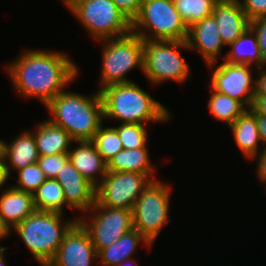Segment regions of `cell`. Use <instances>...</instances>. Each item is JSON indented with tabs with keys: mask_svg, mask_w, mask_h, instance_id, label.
I'll list each match as a JSON object with an SVG mask.
<instances>
[{
	"mask_svg": "<svg viewBox=\"0 0 266 266\" xmlns=\"http://www.w3.org/2000/svg\"><path fill=\"white\" fill-rule=\"evenodd\" d=\"M63 187L66 204L70 209L85 214L96 202V187L86 180L70 160L55 177Z\"/></svg>",
	"mask_w": 266,
	"mask_h": 266,
	"instance_id": "cell-14",
	"label": "cell"
},
{
	"mask_svg": "<svg viewBox=\"0 0 266 266\" xmlns=\"http://www.w3.org/2000/svg\"><path fill=\"white\" fill-rule=\"evenodd\" d=\"M49 120L63 128L75 141H91L104 121L100 91L86 96L63 90L45 106Z\"/></svg>",
	"mask_w": 266,
	"mask_h": 266,
	"instance_id": "cell-3",
	"label": "cell"
},
{
	"mask_svg": "<svg viewBox=\"0 0 266 266\" xmlns=\"http://www.w3.org/2000/svg\"><path fill=\"white\" fill-rule=\"evenodd\" d=\"M250 26L257 34L260 53L263 61L266 63V17L251 21Z\"/></svg>",
	"mask_w": 266,
	"mask_h": 266,
	"instance_id": "cell-34",
	"label": "cell"
},
{
	"mask_svg": "<svg viewBox=\"0 0 266 266\" xmlns=\"http://www.w3.org/2000/svg\"><path fill=\"white\" fill-rule=\"evenodd\" d=\"M148 175L132 172H108L96 187V201L104 207L132 210L148 184Z\"/></svg>",
	"mask_w": 266,
	"mask_h": 266,
	"instance_id": "cell-11",
	"label": "cell"
},
{
	"mask_svg": "<svg viewBox=\"0 0 266 266\" xmlns=\"http://www.w3.org/2000/svg\"><path fill=\"white\" fill-rule=\"evenodd\" d=\"M139 266L138 263L134 260V258L126 259L124 260L120 265L118 266Z\"/></svg>",
	"mask_w": 266,
	"mask_h": 266,
	"instance_id": "cell-43",
	"label": "cell"
},
{
	"mask_svg": "<svg viewBox=\"0 0 266 266\" xmlns=\"http://www.w3.org/2000/svg\"><path fill=\"white\" fill-rule=\"evenodd\" d=\"M219 33L225 46L232 44L250 27L239 0H218L213 8Z\"/></svg>",
	"mask_w": 266,
	"mask_h": 266,
	"instance_id": "cell-16",
	"label": "cell"
},
{
	"mask_svg": "<svg viewBox=\"0 0 266 266\" xmlns=\"http://www.w3.org/2000/svg\"><path fill=\"white\" fill-rule=\"evenodd\" d=\"M104 120L147 125L168 122L170 111L135 82L110 84L99 90Z\"/></svg>",
	"mask_w": 266,
	"mask_h": 266,
	"instance_id": "cell-2",
	"label": "cell"
},
{
	"mask_svg": "<svg viewBox=\"0 0 266 266\" xmlns=\"http://www.w3.org/2000/svg\"><path fill=\"white\" fill-rule=\"evenodd\" d=\"M120 12L128 19V21L132 24V22L139 15L141 5L143 0H112Z\"/></svg>",
	"mask_w": 266,
	"mask_h": 266,
	"instance_id": "cell-33",
	"label": "cell"
},
{
	"mask_svg": "<svg viewBox=\"0 0 266 266\" xmlns=\"http://www.w3.org/2000/svg\"><path fill=\"white\" fill-rule=\"evenodd\" d=\"M33 203L35 210L47 212H64L66 199L63 187L55 179H46V181L34 192Z\"/></svg>",
	"mask_w": 266,
	"mask_h": 266,
	"instance_id": "cell-25",
	"label": "cell"
},
{
	"mask_svg": "<svg viewBox=\"0 0 266 266\" xmlns=\"http://www.w3.org/2000/svg\"><path fill=\"white\" fill-rule=\"evenodd\" d=\"M239 2L250 22L266 17V0H239Z\"/></svg>",
	"mask_w": 266,
	"mask_h": 266,
	"instance_id": "cell-32",
	"label": "cell"
},
{
	"mask_svg": "<svg viewBox=\"0 0 266 266\" xmlns=\"http://www.w3.org/2000/svg\"><path fill=\"white\" fill-rule=\"evenodd\" d=\"M33 133L39 156L68 153L75 140L60 126L49 118L35 126Z\"/></svg>",
	"mask_w": 266,
	"mask_h": 266,
	"instance_id": "cell-21",
	"label": "cell"
},
{
	"mask_svg": "<svg viewBox=\"0 0 266 266\" xmlns=\"http://www.w3.org/2000/svg\"><path fill=\"white\" fill-rule=\"evenodd\" d=\"M35 211L33 194L13 186L3 190L0 195V215L13 230Z\"/></svg>",
	"mask_w": 266,
	"mask_h": 266,
	"instance_id": "cell-19",
	"label": "cell"
},
{
	"mask_svg": "<svg viewBox=\"0 0 266 266\" xmlns=\"http://www.w3.org/2000/svg\"><path fill=\"white\" fill-rule=\"evenodd\" d=\"M262 148H266V115L255 113Z\"/></svg>",
	"mask_w": 266,
	"mask_h": 266,
	"instance_id": "cell-37",
	"label": "cell"
},
{
	"mask_svg": "<svg viewBox=\"0 0 266 266\" xmlns=\"http://www.w3.org/2000/svg\"><path fill=\"white\" fill-rule=\"evenodd\" d=\"M189 50H198L206 65L216 62L225 46L213 15L205 17L188 28L186 39Z\"/></svg>",
	"mask_w": 266,
	"mask_h": 266,
	"instance_id": "cell-15",
	"label": "cell"
},
{
	"mask_svg": "<svg viewBox=\"0 0 266 266\" xmlns=\"http://www.w3.org/2000/svg\"><path fill=\"white\" fill-rule=\"evenodd\" d=\"M1 155L8 176L12 170L18 171L29 164L36 163L39 153L33 131L21 132L11 143L1 141Z\"/></svg>",
	"mask_w": 266,
	"mask_h": 266,
	"instance_id": "cell-18",
	"label": "cell"
},
{
	"mask_svg": "<svg viewBox=\"0 0 266 266\" xmlns=\"http://www.w3.org/2000/svg\"><path fill=\"white\" fill-rule=\"evenodd\" d=\"M141 241L145 247L151 248L152 244L136 229H132L97 254L98 264L102 266L120 265L124 260L133 258L132 256Z\"/></svg>",
	"mask_w": 266,
	"mask_h": 266,
	"instance_id": "cell-23",
	"label": "cell"
},
{
	"mask_svg": "<svg viewBox=\"0 0 266 266\" xmlns=\"http://www.w3.org/2000/svg\"><path fill=\"white\" fill-rule=\"evenodd\" d=\"M5 250H7V247H3V246L0 245V266H7L6 262L4 260V258H5V255H4Z\"/></svg>",
	"mask_w": 266,
	"mask_h": 266,
	"instance_id": "cell-42",
	"label": "cell"
},
{
	"mask_svg": "<svg viewBox=\"0 0 266 266\" xmlns=\"http://www.w3.org/2000/svg\"><path fill=\"white\" fill-rule=\"evenodd\" d=\"M17 172V184L12 186L18 190L30 193H34L47 179L37 162L29 164Z\"/></svg>",
	"mask_w": 266,
	"mask_h": 266,
	"instance_id": "cell-30",
	"label": "cell"
},
{
	"mask_svg": "<svg viewBox=\"0 0 266 266\" xmlns=\"http://www.w3.org/2000/svg\"><path fill=\"white\" fill-rule=\"evenodd\" d=\"M70 11L96 41L118 38L132 32V24L112 0H84Z\"/></svg>",
	"mask_w": 266,
	"mask_h": 266,
	"instance_id": "cell-9",
	"label": "cell"
},
{
	"mask_svg": "<svg viewBox=\"0 0 266 266\" xmlns=\"http://www.w3.org/2000/svg\"><path fill=\"white\" fill-rule=\"evenodd\" d=\"M208 109L213 118L231 126L234 121L247 109L240 101L226 94L210 90Z\"/></svg>",
	"mask_w": 266,
	"mask_h": 266,
	"instance_id": "cell-26",
	"label": "cell"
},
{
	"mask_svg": "<svg viewBox=\"0 0 266 266\" xmlns=\"http://www.w3.org/2000/svg\"><path fill=\"white\" fill-rule=\"evenodd\" d=\"M258 76L255 83V96L266 97V66L257 69Z\"/></svg>",
	"mask_w": 266,
	"mask_h": 266,
	"instance_id": "cell-36",
	"label": "cell"
},
{
	"mask_svg": "<svg viewBox=\"0 0 266 266\" xmlns=\"http://www.w3.org/2000/svg\"><path fill=\"white\" fill-rule=\"evenodd\" d=\"M229 47H231L230 51L223 56L224 61L233 64L254 65L256 70L266 66L260 53L257 34L251 26Z\"/></svg>",
	"mask_w": 266,
	"mask_h": 266,
	"instance_id": "cell-22",
	"label": "cell"
},
{
	"mask_svg": "<svg viewBox=\"0 0 266 266\" xmlns=\"http://www.w3.org/2000/svg\"><path fill=\"white\" fill-rule=\"evenodd\" d=\"M117 129L123 149L148 148L147 126L133 123H121Z\"/></svg>",
	"mask_w": 266,
	"mask_h": 266,
	"instance_id": "cell-29",
	"label": "cell"
},
{
	"mask_svg": "<svg viewBox=\"0 0 266 266\" xmlns=\"http://www.w3.org/2000/svg\"><path fill=\"white\" fill-rule=\"evenodd\" d=\"M217 62L207 64L213 70L210 88L240 101L247 109L251 108L256 83L251 65L224 61L217 66Z\"/></svg>",
	"mask_w": 266,
	"mask_h": 266,
	"instance_id": "cell-12",
	"label": "cell"
},
{
	"mask_svg": "<svg viewBox=\"0 0 266 266\" xmlns=\"http://www.w3.org/2000/svg\"><path fill=\"white\" fill-rule=\"evenodd\" d=\"M171 186L151 181L135 201L132 209L133 227L152 245L171 219L169 208Z\"/></svg>",
	"mask_w": 266,
	"mask_h": 266,
	"instance_id": "cell-8",
	"label": "cell"
},
{
	"mask_svg": "<svg viewBox=\"0 0 266 266\" xmlns=\"http://www.w3.org/2000/svg\"><path fill=\"white\" fill-rule=\"evenodd\" d=\"M1 141H2V140L0 139V155H1Z\"/></svg>",
	"mask_w": 266,
	"mask_h": 266,
	"instance_id": "cell-44",
	"label": "cell"
},
{
	"mask_svg": "<svg viewBox=\"0 0 266 266\" xmlns=\"http://www.w3.org/2000/svg\"><path fill=\"white\" fill-rule=\"evenodd\" d=\"M84 0H62L64 4L66 5L67 9H71L74 5H76L79 2H82Z\"/></svg>",
	"mask_w": 266,
	"mask_h": 266,
	"instance_id": "cell-41",
	"label": "cell"
},
{
	"mask_svg": "<svg viewBox=\"0 0 266 266\" xmlns=\"http://www.w3.org/2000/svg\"><path fill=\"white\" fill-rule=\"evenodd\" d=\"M180 49L189 50L186 40H143V74L151 84L188 80L190 67Z\"/></svg>",
	"mask_w": 266,
	"mask_h": 266,
	"instance_id": "cell-5",
	"label": "cell"
},
{
	"mask_svg": "<svg viewBox=\"0 0 266 266\" xmlns=\"http://www.w3.org/2000/svg\"><path fill=\"white\" fill-rule=\"evenodd\" d=\"M229 129H231L234 141L238 149L245 156V159L251 160L263 149L261 147L262 142L258 132L255 112L251 108L246 109L234 123L229 126Z\"/></svg>",
	"mask_w": 266,
	"mask_h": 266,
	"instance_id": "cell-20",
	"label": "cell"
},
{
	"mask_svg": "<svg viewBox=\"0 0 266 266\" xmlns=\"http://www.w3.org/2000/svg\"><path fill=\"white\" fill-rule=\"evenodd\" d=\"M218 0H173L188 28L194 23L212 15L215 3Z\"/></svg>",
	"mask_w": 266,
	"mask_h": 266,
	"instance_id": "cell-27",
	"label": "cell"
},
{
	"mask_svg": "<svg viewBox=\"0 0 266 266\" xmlns=\"http://www.w3.org/2000/svg\"><path fill=\"white\" fill-rule=\"evenodd\" d=\"M10 177L7 174L2 155H0V190Z\"/></svg>",
	"mask_w": 266,
	"mask_h": 266,
	"instance_id": "cell-39",
	"label": "cell"
},
{
	"mask_svg": "<svg viewBox=\"0 0 266 266\" xmlns=\"http://www.w3.org/2000/svg\"><path fill=\"white\" fill-rule=\"evenodd\" d=\"M91 237L77 221L65 234L54 258L47 266H91L98 261ZM96 260V261H95Z\"/></svg>",
	"mask_w": 266,
	"mask_h": 266,
	"instance_id": "cell-13",
	"label": "cell"
},
{
	"mask_svg": "<svg viewBox=\"0 0 266 266\" xmlns=\"http://www.w3.org/2000/svg\"><path fill=\"white\" fill-rule=\"evenodd\" d=\"M251 109L255 113L266 115V97L265 96H254Z\"/></svg>",
	"mask_w": 266,
	"mask_h": 266,
	"instance_id": "cell-38",
	"label": "cell"
},
{
	"mask_svg": "<svg viewBox=\"0 0 266 266\" xmlns=\"http://www.w3.org/2000/svg\"><path fill=\"white\" fill-rule=\"evenodd\" d=\"M11 232L12 231L10 227L5 223V221L0 215V240L3 238L6 239L10 235Z\"/></svg>",
	"mask_w": 266,
	"mask_h": 266,
	"instance_id": "cell-40",
	"label": "cell"
},
{
	"mask_svg": "<svg viewBox=\"0 0 266 266\" xmlns=\"http://www.w3.org/2000/svg\"><path fill=\"white\" fill-rule=\"evenodd\" d=\"M132 33L143 40L185 41L188 26L173 0H143L139 15L132 22Z\"/></svg>",
	"mask_w": 266,
	"mask_h": 266,
	"instance_id": "cell-6",
	"label": "cell"
},
{
	"mask_svg": "<svg viewBox=\"0 0 266 266\" xmlns=\"http://www.w3.org/2000/svg\"><path fill=\"white\" fill-rule=\"evenodd\" d=\"M90 211L89 220L81 216L78 221L88 231L97 254L134 229L132 210L104 207L96 201L86 215Z\"/></svg>",
	"mask_w": 266,
	"mask_h": 266,
	"instance_id": "cell-10",
	"label": "cell"
},
{
	"mask_svg": "<svg viewBox=\"0 0 266 266\" xmlns=\"http://www.w3.org/2000/svg\"><path fill=\"white\" fill-rule=\"evenodd\" d=\"M98 42L103 46L98 90L110 84L133 82L126 76L136 67L143 72V39L140 36L131 32L122 37Z\"/></svg>",
	"mask_w": 266,
	"mask_h": 266,
	"instance_id": "cell-7",
	"label": "cell"
},
{
	"mask_svg": "<svg viewBox=\"0 0 266 266\" xmlns=\"http://www.w3.org/2000/svg\"><path fill=\"white\" fill-rule=\"evenodd\" d=\"M5 69L19 95L36 97L45 106L79 75L65 52L39 48L20 53Z\"/></svg>",
	"mask_w": 266,
	"mask_h": 266,
	"instance_id": "cell-1",
	"label": "cell"
},
{
	"mask_svg": "<svg viewBox=\"0 0 266 266\" xmlns=\"http://www.w3.org/2000/svg\"><path fill=\"white\" fill-rule=\"evenodd\" d=\"M69 161L68 153L58 155L39 156L37 164L47 179H55L58 172Z\"/></svg>",
	"mask_w": 266,
	"mask_h": 266,
	"instance_id": "cell-31",
	"label": "cell"
},
{
	"mask_svg": "<svg viewBox=\"0 0 266 266\" xmlns=\"http://www.w3.org/2000/svg\"><path fill=\"white\" fill-rule=\"evenodd\" d=\"M91 142L95 145L97 152L107 163L123 149L117 129L115 127L104 128L103 124L95 133Z\"/></svg>",
	"mask_w": 266,
	"mask_h": 266,
	"instance_id": "cell-28",
	"label": "cell"
},
{
	"mask_svg": "<svg viewBox=\"0 0 266 266\" xmlns=\"http://www.w3.org/2000/svg\"><path fill=\"white\" fill-rule=\"evenodd\" d=\"M63 215L35 210L13 229L40 266H47L54 258L65 234L79 219L63 220Z\"/></svg>",
	"mask_w": 266,
	"mask_h": 266,
	"instance_id": "cell-4",
	"label": "cell"
},
{
	"mask_svg": "<svg viewBox=\"0 0 266 266\" xmlns=\"http://www.w3.org/2000/svg\"><path fill=\"white\" fill-rule=\"evenodd\" d=\"M76 147H71L68 154L73 166L97 187L108 173L107 162L97 152L91 141H75Z\"/></svg>",
	"mask_w": 266,
	"mask_h": 266,
	"instance_id": "cell-17",
	"label": "cell"
},
{
	"mask_svg": "<svg viewBox=\"0 0 266 266\" xmlns=\"http://www.w3.org/2000/svg\"><path fill=\"white\" fill-rule=\"evenodd\" d=\"M148 149H122L107 163L108 172L141 173L156 180V177L153 176L156 168L150 162Z\"/></svg>",
	"mask_w": 266,
	"mask_h": 266,
	"instance_id": "cell-24",
	"label": "cell"
},
{
	"mask_svg": "<svg viewBox=\"0 0 266 266\" xmlns=\"http://www.w3.org/2000/svg\"><path fill=\"white\" fill-rule=\"evenodd\" d=\"M257 159V177L261 181L260 183H266V148H263L256 156L251 160Z\"/></svg>",
	"mask_w": 266,
	"mask_h": 266,
	"instance_id": "cell-35",
	"label": "cell"
}]
</instances>
